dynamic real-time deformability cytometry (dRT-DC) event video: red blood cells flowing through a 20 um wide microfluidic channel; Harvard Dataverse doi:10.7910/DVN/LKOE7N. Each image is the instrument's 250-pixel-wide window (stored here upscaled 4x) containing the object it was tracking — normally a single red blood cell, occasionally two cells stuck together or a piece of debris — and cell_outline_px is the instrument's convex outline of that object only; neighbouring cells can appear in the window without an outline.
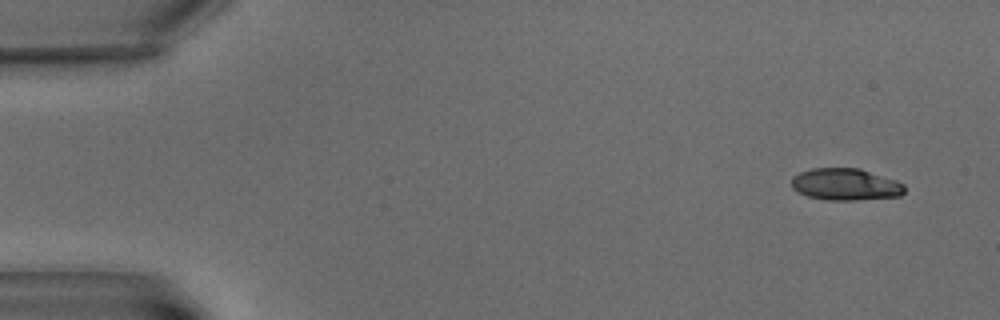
{"species": "common noctule bat (a hibernating species)", "species_latin": "Nyctalus noctula", "temperature_condition": "warm", "stored_images_in_passage": 17, "camera_frame_rate_fps": 3000, "um_per_image_px": 0.085, "animal": {"sex": "male", "body_mass_g": 15.6}, "frame": {"image": 1, "passage_image": 1, "time_ms": 0.0, "image_size_px": [1000, 320], "cell_outline_px": [[904, 192], [900, 196], [856, 200], [824, 200], [808, 196], [792, 188], [792, 176], [800, 172], [812, 168], [860, 168], [896, 180], [904, 184]], "centroid_in_image_um": [71.87, 15.67], "position_along_channel_um": 13.1, "area_um2": 21.04}}
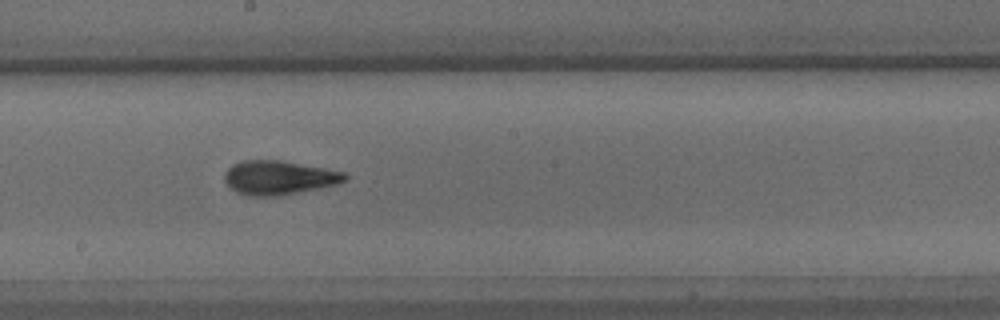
{"frame": {"image": 2, "passage_image": 10, "time_ms": 11.333, "image_size_px": [1000, 320], "cell_outline_px": [[348, 180], [336, 184], [320, 188], [276, 196], [248, 196], [236, 192], [224, 180], [224, 172], [232, 164], [244, 160], [280, 160], [324, 168], [344, 172], [348, 176]], "centroid_in_image_um": [23.69, 15.1], "position_along_channel_um": 224.5, "area_um2": 23.81}}
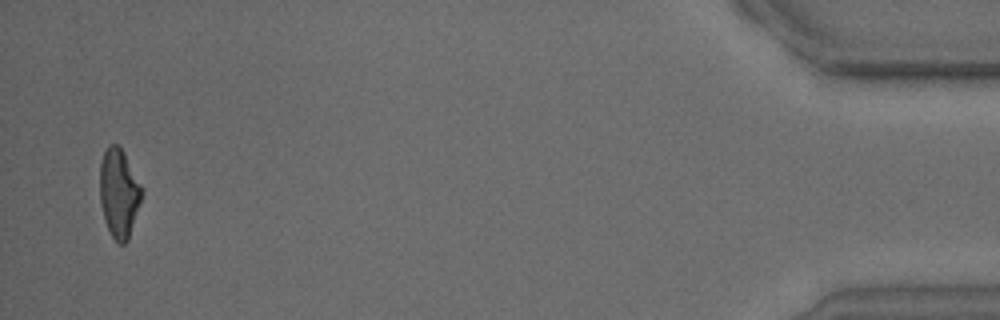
{"frame": {"image": 3, "passage_image": 17, "time_ms": 21.0, "image_size_px": [1000, 320], "cell_outline_px": [[144, 192], [128, 240], [124, 244], [120, 244], [112, 236], [104, 220], [100, 204], [100, 164], [104, 152], [108, 144], [116, 144], [124, 152], [144, 188]], "centroid_in_image_um": [10.13, 16.4], "position_along_channel_um": 425.1, "area_um2": 21.91}, "authors_computed_cell_mechanics": {"area_um2": 22.1952, "velocity_mm_per_s": 2.9466, "shape_relaxation_time_tau1_ms": 8.787, "shape_relaxation_time_tau2_ms": 2.505, "deformation_change_tau1": 0.2283, "deformation_change_tau2": 0.091}}